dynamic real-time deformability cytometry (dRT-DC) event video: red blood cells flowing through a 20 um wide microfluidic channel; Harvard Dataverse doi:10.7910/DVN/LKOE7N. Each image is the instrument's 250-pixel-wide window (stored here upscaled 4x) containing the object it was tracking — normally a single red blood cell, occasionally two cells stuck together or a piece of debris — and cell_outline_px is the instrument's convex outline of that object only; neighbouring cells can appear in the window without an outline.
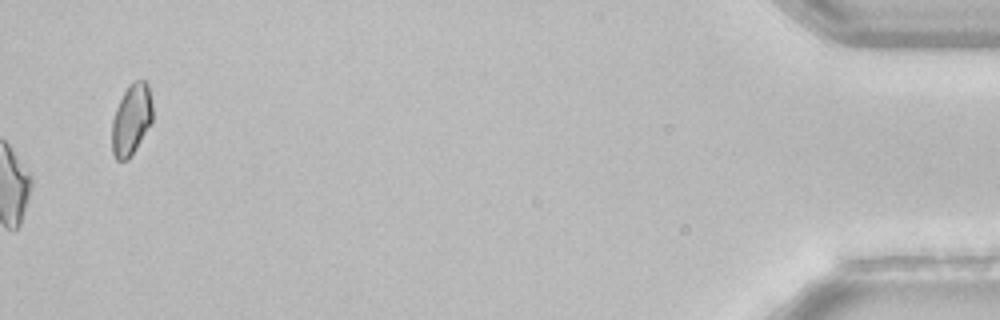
{"species": "common noctule bat (a hibernating species)", "species_latin": "Nyctalus noctula", "temperature_condition": "room temperature", "stored_images_in_passage": 39, "camera_frame_rate_fps": 3000, "um_per_image_px": 0.085, "animal": {"sex": "female", "body_mass_g": 22.7, "forearm_length_mm": 54.2}, "frame": {"image": 1, "passage_image": 39, "time_ms": 12.667, "image_size_px": [1000, 320], "cell_outline_px": [[152, 120], [136, 148], [128, 160], [116, 160], [112, 152], [112, 120], [116, 108], [128, 84], [132, 80], [144, 80], [148, 84], [152, 104]], "centroid_in_image_um": [11.15, 10.14], "position_along_channel_um": 424.0, "area_um2": 16.76}, "authors_computed_cell_mechanics": {"area_um2": 20.6924, "velocity_mm_per_s": 3.8484, "shape_relaxation_time_tau1_ms": 5.1883, "shape_relaxation_time_tau2_ms": null, "deformation_change_tau1": 0.1256, "deformation_change_tau2": null}}